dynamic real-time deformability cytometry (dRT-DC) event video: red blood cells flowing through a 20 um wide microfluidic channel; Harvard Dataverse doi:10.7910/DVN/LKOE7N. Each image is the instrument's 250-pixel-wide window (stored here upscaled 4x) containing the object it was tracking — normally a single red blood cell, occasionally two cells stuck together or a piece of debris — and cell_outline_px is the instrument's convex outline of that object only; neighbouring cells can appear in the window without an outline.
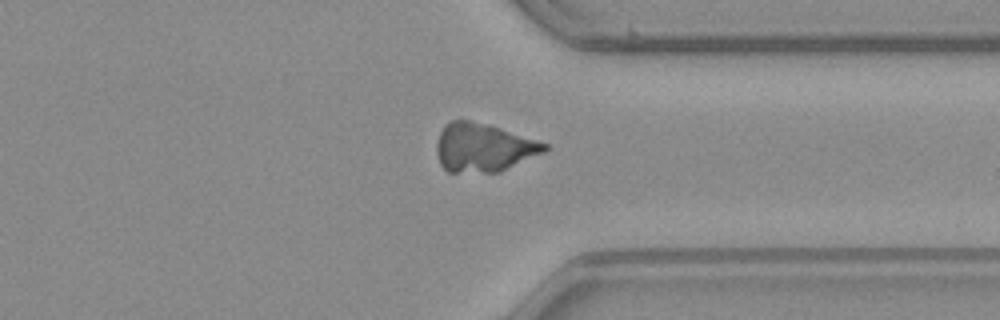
{"species": "common noctule bat (a hibernating species)", "species_latin": "Nyctalus noctula", "temperature_condition": "warm", "stored_images_in_passage": 33, "camera_frame_rate_fps": 3000, "um_per_image_px": 0.085, "animal": {"sex": "male", "body_mass_g": 23.1, "forearm_length_mm": 52.7}, "frame": {"image": 1, "passage_image": 27, "time_ms": 8.667, "image_size_px": [1000, 320], "cell_outline_px": [[552, 148], [544, 152], [500, 172], [448, 172], [440, 164], [436, 152], [436, 144], [440, 132], [444, 124], [452, 120], [468, 120], [488, 124], [548, 144]], "centroid_in_image_um": [41.08, 12.54], "position_along_channel_um": 370.3, "area_um2": 30.52}}